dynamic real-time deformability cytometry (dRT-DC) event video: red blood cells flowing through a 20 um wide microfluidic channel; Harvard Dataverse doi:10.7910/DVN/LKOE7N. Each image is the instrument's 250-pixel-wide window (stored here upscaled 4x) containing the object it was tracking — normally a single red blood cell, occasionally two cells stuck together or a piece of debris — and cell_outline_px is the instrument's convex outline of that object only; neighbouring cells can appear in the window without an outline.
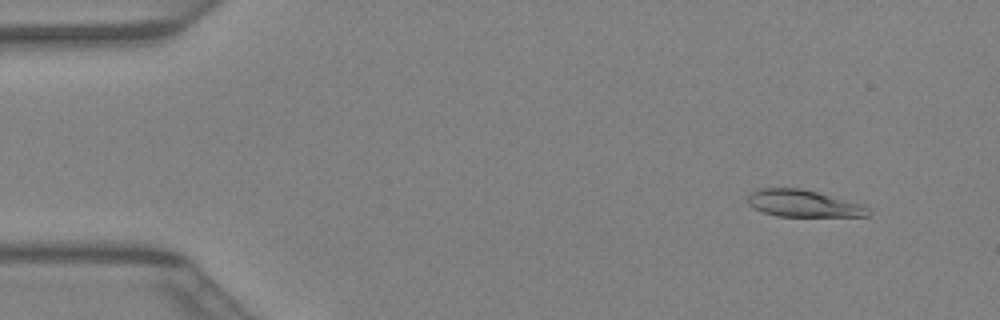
{"species": "Egyptian fruit bat (a non-hibernating species)", "species_latin": "Rousettus aegyptiacus", "temperature_condition": "warm", "stored_images_in_passage": 41, "camera_frame_rate_fps": 3000, "um_per_image_px": 0.085, "animal": {"sex": "female"}, "frame": {"image": 1, "passage_image": 4, "time_ms": 1.0, "image_size_px": [1000, 320], "cell_outline_px": [[872, 212], [868, 216], [776, 216], [764, 212], [748, 204], [748, 196], [752, 192], [760, 188], [800, 188], [816, 192], [860, 204], [868, 208]], "centroid_in_image_um": [68.27, 17.3], "position_along_channel_um": 16.7, "area_um2": 18.55}}
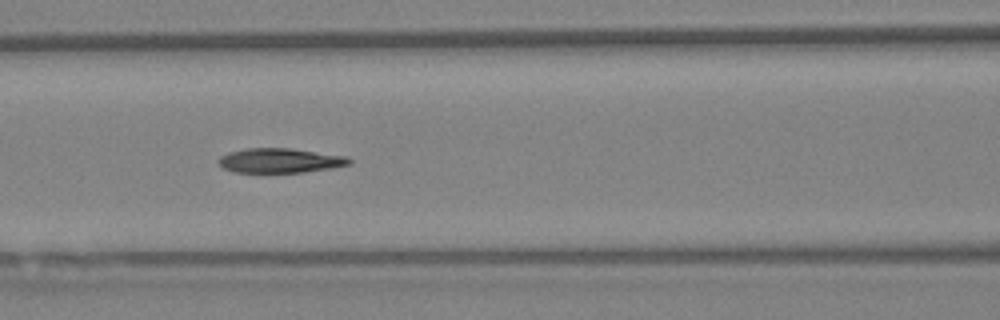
{"frame": {"image": 2, "passage_image": 18, "time_ms": 5.667, "image_size_px": [1000, 320], "cell_outline_px": [[352, 164], [332, 168], [304, 172], [236, 172], [224, 168], [216, 160], [220, 156], [228, 152], [248, 148], [292, 148], [348, 156], [352, 160]], "centroid_in_image_um": [23.84, 13.64], "position_along_channel_um": 142.8, "area_um2": 18.84}}
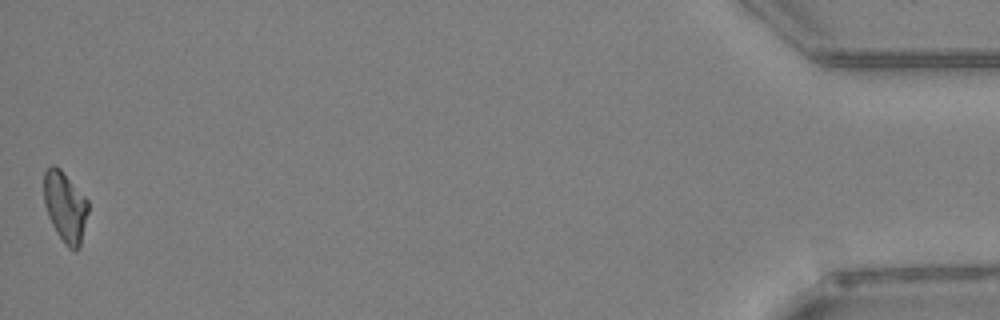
{"frame": {"image": 3, "passage_image": 41, "time_ms": 13.333, "image_size_px": [1000, 320], "cell_outline_px": [[88, 212], [80, 248], [76, 252], [68, 248], [56, 232], [48, 216], [44, 204], [44, 172], [52, 164], [60, 168], [88, 200]], "centroid_in_image_um": [5.54, 17.6], "position_along_channel_um": 429.7, "area_um2": 18.26}}